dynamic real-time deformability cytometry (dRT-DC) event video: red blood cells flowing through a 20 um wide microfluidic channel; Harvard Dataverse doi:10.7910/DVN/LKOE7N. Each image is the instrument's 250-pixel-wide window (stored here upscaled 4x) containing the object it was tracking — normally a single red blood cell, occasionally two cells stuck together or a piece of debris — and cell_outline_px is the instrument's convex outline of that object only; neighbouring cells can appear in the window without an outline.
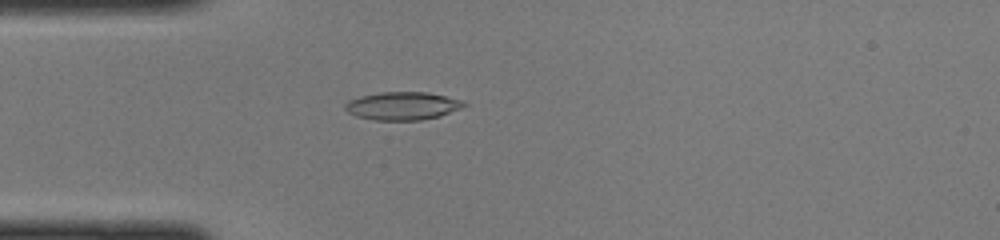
{"species": "common noctule bat (a hibernating species)", "species_latin": "Nyctalus noctula", "temperature_condition": "cold", "stored_images_in_passage": 36, "camera_frame_rate_fps": 3000, "um_per_image_px": 0.085, "animal": {"sex": "female", "body_mass_g": 22.0, "forearm_length_mm": 56.7}, "frame": {"image": 1, "passage_image": 2, "time_ms": 0.333, "image_size_px": [1000, 240], "cell_outline_px": [[468, 104], [460, 108], [440, 116], [420, 120], [372, 120], [356, 116], [348, 112], [344, 108], [344, 104], [348, 100], [360, 96], [380, 92], [428, 92], [460, 100]], "centroid_in_image_um": [34.16, 9.0], "position_along_channel_um": 50.8, "area_um2": 19.36}}
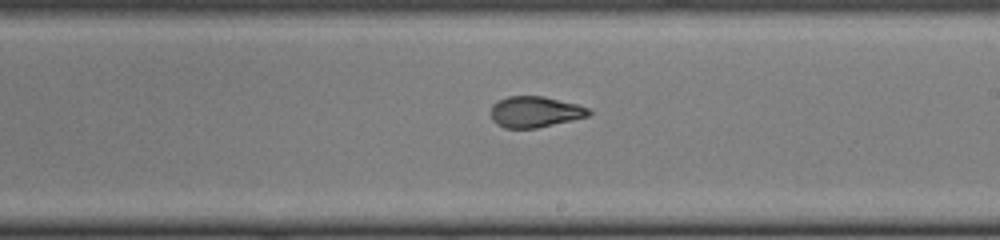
{"frame": {"image": 2, "passage_image": 16, "time_ms": 5.0, "image_size_px": [1000, 240], "cell_outline_px": [[592, 112], [588, 116], [572, 120], [536, 128], [504, 128], [496, 124], [492, 120], [492, 104], [508, 96], [544, 96], [576, 104], [588, 108]], "centroid_in_image_um": [45.47, 9.51], "position_along_channel_um": 243.5, "area_um2": 17.57}}
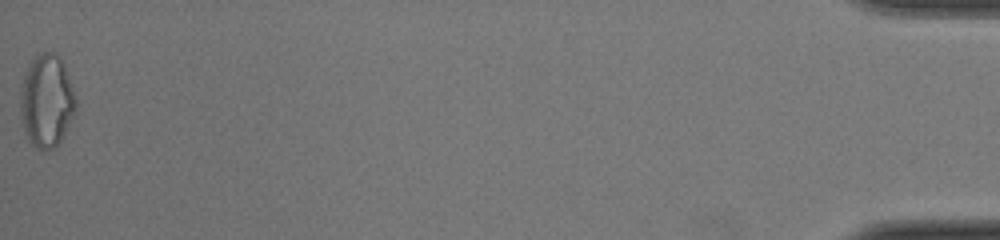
{"frame": {"image": 3, "passage_image": 36, "time_ms": 11.667, "image_size_px": [1000, 240], "cell_outline_px": [[76, 112], [64, 136], [56, 148], [36, 148], [28, 140], [24, 132], [20, 108], [20, 84], [28, 64], [32, 56], [44, 52], [56, 52], [60, 56], [64, 64], [76, 100]], "centroid_in_image_um": [3.95, 8.55], "position_along_channel_um": 431.2, "area_um2": 30.46}}